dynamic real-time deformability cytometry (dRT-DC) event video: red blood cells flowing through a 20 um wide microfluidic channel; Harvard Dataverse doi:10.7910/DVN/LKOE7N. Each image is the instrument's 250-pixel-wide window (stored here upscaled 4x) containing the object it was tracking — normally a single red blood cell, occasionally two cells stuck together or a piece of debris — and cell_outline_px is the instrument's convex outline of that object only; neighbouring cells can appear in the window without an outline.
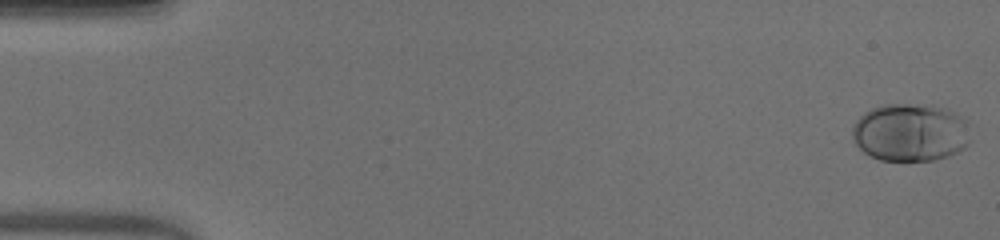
{"species": "human", "species_latin": "Homo sapiens", "temperature_condition": "warm", "stored_images_in_passage": 52, "camera_frame_rate_fps": 3000, "um_per_image_px": 0.085, "donor": {"sex": "male"}, "frame": {"image": 1, "passage_image": 1, "time_ms": 0.0, "image_size_px": [1000, 240], "cell_outline_px": [[972, 140], [964, 148], [948, 156], [932, 160], [880, 160], [864, 152], [852, 140], [852, 124], [864, 112], [872, 108], [884, 104], [932, 104], [948, 108], [964, 116], [968, 120]], "centroid_in_image_um": [77.43, 11.23], "position_along_channel_um": 7.6, "area_um2": 40.75}}
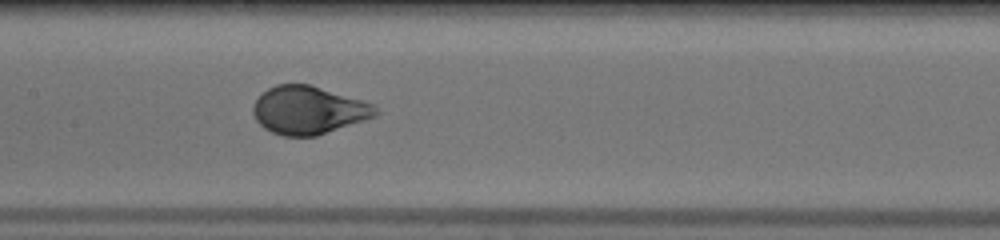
{"frame": {"image": 2, "passage_image": 26, "time_ms": 8.333, "image_size_px": [1000, 240], "cell_outline_px": [[380, 112], [376, 116], [316, 136], [284, 136], [272, 132], [264, 128], [256, 120], [252, 112], [252, 108], [256, 100], [268, 88], [276, 84], [308, 84], [360, 100], [372, 104]], "centroid_in_image_um": [26.19, 9.37], "position_along_channel_um": 181.2, "area_um2": 33.81}}
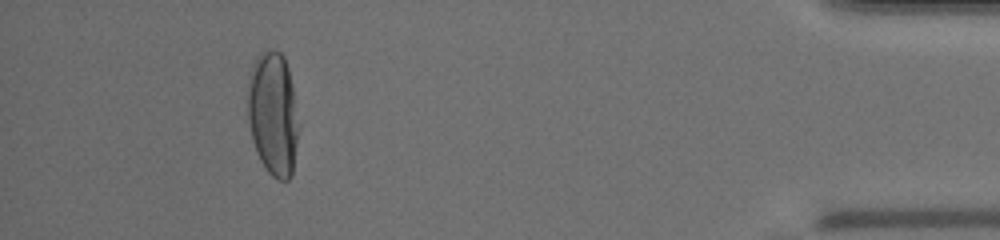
{"frame": {"image": 3, "passage_image": 48, "time_ms": 15.667, "image_size_px": [1000, 240], "cell_outline_px": [[296, 144], [292, 176], [288, 180], [276, 180], [268, 172], [260, 160], [256, 152], [252, 140], [248, 120], [248, 84], [252, 64], [260, 52], [272, 48], [280, 52], [284, 56], [288, 68], [292, 84], [296, 128]], "centroid_in_image_um": [23.17, 9.66], "position_along_channel_um": 412.0, "area_um2": 36.3}, "authors_computed_cell_mechanics": {"area_um2": 35.7204, "velocity_mm_per_s": 3.9492, "shape_relaxation_time_tau1_ms": 3.2939, "shape_relaxation_time_tau2_ms": null, "deformation_change_tau1": 0.2052, "deformation_change_tau2": null}}